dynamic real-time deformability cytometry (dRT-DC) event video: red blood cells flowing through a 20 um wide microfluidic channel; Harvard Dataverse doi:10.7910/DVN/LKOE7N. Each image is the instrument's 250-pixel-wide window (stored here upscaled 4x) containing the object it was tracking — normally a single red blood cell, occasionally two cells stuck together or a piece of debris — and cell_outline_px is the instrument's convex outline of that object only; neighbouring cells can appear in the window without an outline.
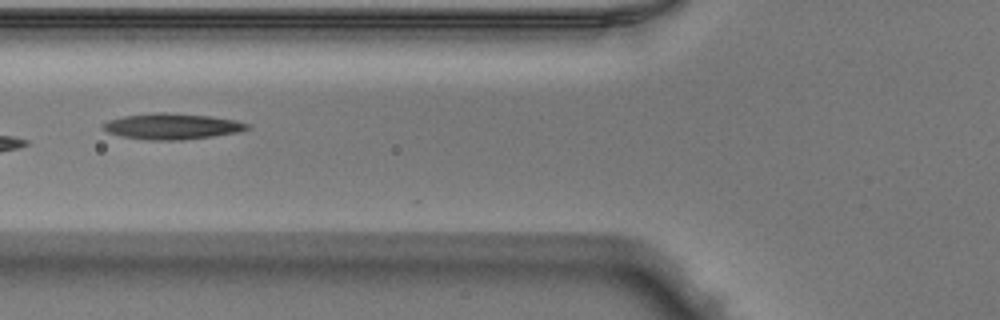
{"species": "Egyptian fruit bat (a non-hibernating species)", "species_latin": "Rousettus aegyptiacus", "temperature_condition": "warm", "stored_images_in_passage": 27, "camera_frame_rate_fps": 3000, "um_per_image_px": 0.085, "animal": {"sex": "male"}, "frame": {"image": 1, "passage_image": 5, "time_ms": 1.333, "image_size_px": [1000, 320], "cell_outline_px": [[252, 128], [240, 132], [184, 140], [144, 140], [120, 136], [108, 132], [100, 128], [100, 124], [108, 120], [124, 116], [156, 112], [164, 112], [212, 116], [236, 120], [252, 124]], "centroid_in_image_um": [14.64, 10.74], "position_along_channel_um": 111.2, "area_um2": 22.2}}
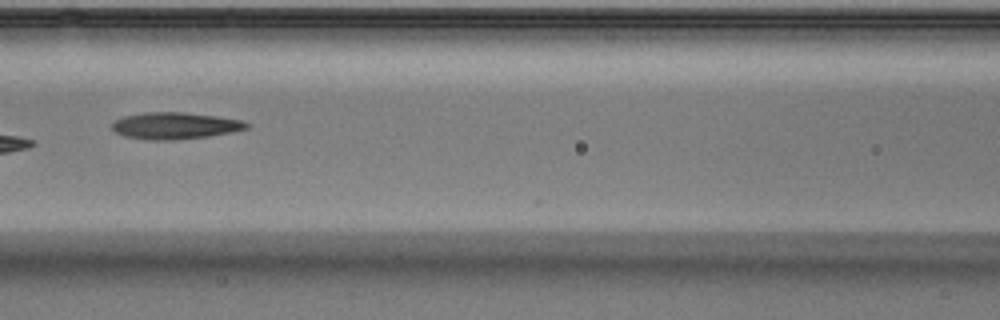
{"frame": {"image": 2, "passage_image": 8, "time_ms": 2.333, "image_size_px": [1000, 320], "cell_outline_px": [[252, 124], [248, 128], [232, 132], [208, 136], [172, 140], [144, 140], [124, 136], [116, 132], [112, 128], [112, 124], [116, 120], [124, 116], [144, 112], [184, 112], [216, 116], [244, 120]], "centroid_in_image_um": [14.9, 10.68], "position_along_channel_um": 151.7, "area_um2": 21.1}, "authors_computed_cell_mechanics": {"area_um2": 20.5768, "velocity_mm_per_s": 4.042, "shape_relaxation_time_tau1_ms": null, "shape_relaxation_time_tau2_ms": 1.528, "deformation_change_tau1": null, "deformation_change_tau2": 0.0748}}